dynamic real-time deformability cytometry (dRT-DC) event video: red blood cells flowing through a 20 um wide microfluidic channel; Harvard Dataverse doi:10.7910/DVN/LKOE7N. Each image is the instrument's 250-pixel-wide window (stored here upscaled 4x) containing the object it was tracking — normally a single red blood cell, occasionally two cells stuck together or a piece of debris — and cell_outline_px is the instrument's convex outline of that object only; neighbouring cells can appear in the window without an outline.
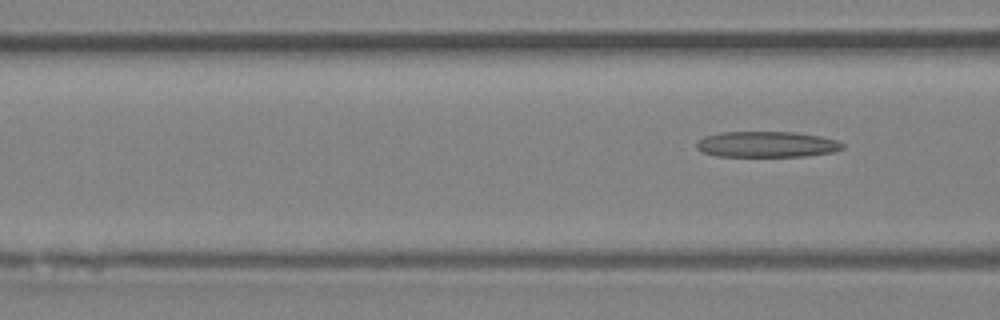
{"species": "Egyptian fruit bat (a non-hibernating species)", "species_latin": "Rousettus aegyptiacus", "temperature_condition": "room temperature", "stored_images_in_passage": 6, "camera_frame_rate_fps": 3000, "um_per_image_px": 0.085, "animal": {"sex": "female"}, "frame": {"image": 1, "passage_image": 6, "time_ms": 6.667, "image_size_px": [1000, 320], "cell_outline_px": [[844, 148], [836, 152], [804, 156], [716, 156], [704, 152], [696, 148], [696, 144], [704, 136], [720, 132], [792, 132], [820, 136], [836, 140], [844, 144]], "centroid_in_image_um": [65.19, 12.27], "position_along_channel_um": 101.4, "area_um2": 21.96}}